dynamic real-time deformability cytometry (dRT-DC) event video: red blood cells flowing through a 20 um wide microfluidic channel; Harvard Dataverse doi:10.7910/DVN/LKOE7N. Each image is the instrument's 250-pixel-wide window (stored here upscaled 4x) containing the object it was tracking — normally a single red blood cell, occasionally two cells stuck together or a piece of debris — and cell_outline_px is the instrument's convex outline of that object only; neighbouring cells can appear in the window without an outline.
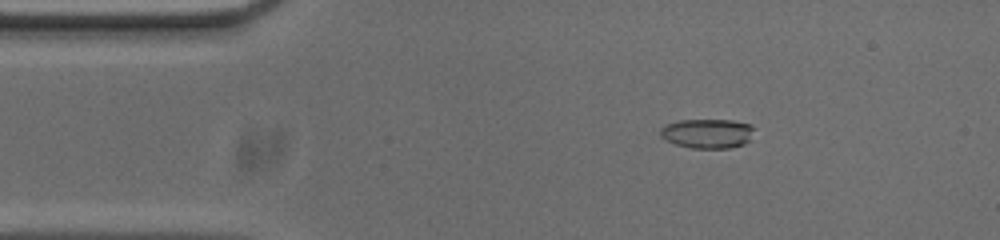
{"species": "common noctule bat (a hibernating species)", "species_latin": "Nyctalus noctula", "temperature_condition": "cold", "stored_images_in_passage": 52, "camera_frame_rate_fps": 3000, "um_per_image_px": 0.085, "animal": {"sex": "male", "body_mass_g": 20.0, "forearm_length_mm": 53.3}, "frame": {"image": 1, "passage_image": 6, "time_ms": 1.667, "image_size_px": [1000, 240], "cell_outline_px": [[752, 140], [744, 144], [728, 148], [692, 148], [676, 144], [660, 136], [660, 128], [668, 124], [680, 120], [732, 120], [752, 124]], "centroid_in_image_um": [60.16, 11.34], "position_along_channel_um": 24.8, "area_um2": 16.07}}
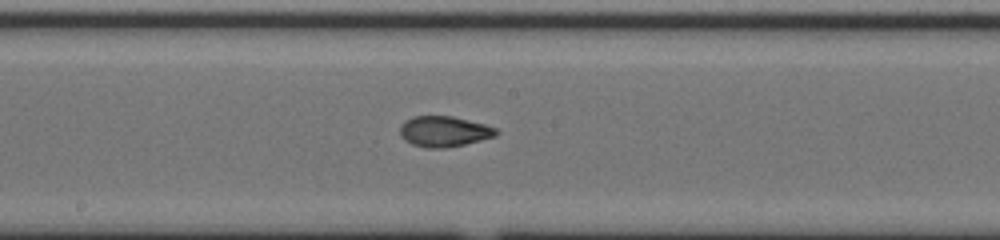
{"frame": {"image": 2, "passage_image": 25, "time_ms": 8.0, "image_size_px": [1000, 240], "cell_outline_px": [[500, 132], [496, 136], [464, 144], [444, 148], [424, 148], [412, 144], [404, 140], [400, 136], [400, 124], [404, 120], [412, 116], [452, 116], [484, 124], [496, 128]], "centroid_in_image_um": [37.71, 11.17], "position_along_channel_um": 210.5, "area_um2": 17.28}}
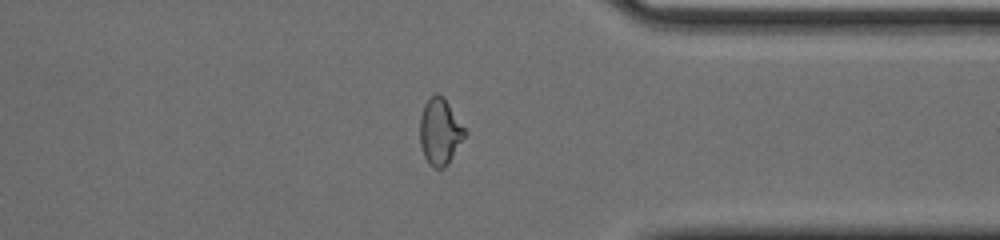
{"frame": {"image": 3, "passage_image": 39, "time_ms": 12.667, "image_size_px": [1000, 240], "cell_outline_px": [[468, 132], [448, 164], [444, 168], [436, 168], [424, 156], [420, 144], [420, 116], [424, 104], [436, 92], [444, 96]], "centroid_in_image_um": [37.42, 11.15], "position_along_channel_um": 374.0, "area_um2": 17.4}, "authors_computed_cell_mechanics": {"area_um2": 17.2533, "velocity_mm_per_s": 3.7064, "shape_relaxation_time_tau1_ms": null, "shape_relaxation_time_tau2_ms": 1.4054, "deformation_change_tau1": null, "deformation_change_tau2": 0.0599}}